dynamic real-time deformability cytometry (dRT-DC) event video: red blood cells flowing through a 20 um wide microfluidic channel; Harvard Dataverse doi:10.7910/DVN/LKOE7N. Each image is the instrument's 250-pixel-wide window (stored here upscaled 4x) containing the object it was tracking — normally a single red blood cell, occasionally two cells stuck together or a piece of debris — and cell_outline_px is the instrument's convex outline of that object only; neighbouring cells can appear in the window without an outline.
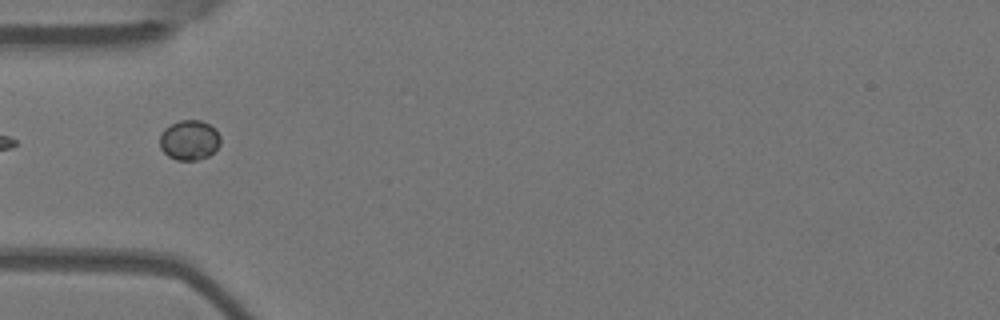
{"species": "Egyptian fruit bat (a non-hibernating species)", "species_latin": "Rousettus aegyptiacus", "temperature_condition": "warm", "stored_images_in_passage": 6, "camera_frame_rate_fps": 3000, "um_per_image_px": 0.085, "animal": {"sex": "female"}, "frame": {"image": 1, "passage_image": 6, "time_ms": 1.667, "image_size_px": [1000, 320], "cell_outline_px": [[220, 144], [208, 156], [196, 160], [176, 160], [168, 156], [160, 148], [160, 136], [164, 128], [180, 120], [200, 120], [216, 128], [220, 136]], "centroid_in_image_um": [16.09, 11.9], "position_along_channel_um": 68.9, "area_um2": 14.1}}